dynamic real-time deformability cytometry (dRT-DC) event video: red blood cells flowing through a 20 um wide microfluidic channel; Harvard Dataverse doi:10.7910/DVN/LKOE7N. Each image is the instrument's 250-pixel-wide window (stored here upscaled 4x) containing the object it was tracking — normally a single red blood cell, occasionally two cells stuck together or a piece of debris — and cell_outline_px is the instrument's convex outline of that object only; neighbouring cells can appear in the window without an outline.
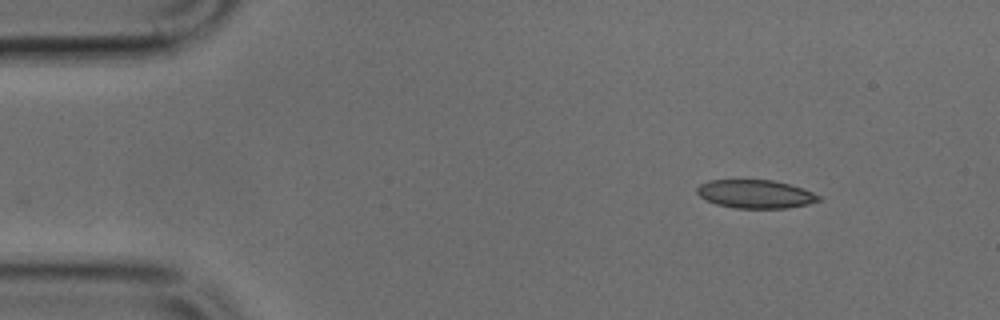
{"species": "common noctule bat (a hibernating species)", "species_latin": "Nyctalus noctula", "temperature_condition": "cold", "stored_images_in_passage": 9, "camera_frame_rate_fps": 3000, "um_per_image_px": 0.085, "animal": {"sex": "male", "body_mass_g": 17.9, "forearm_length_mm": 54.2}, "frame": {"image": 1, "passage_image": 1, "time_ms": 0.0, "image_size_px": [1000, 320], "cell_outline_px": [[820, 200], [808, 204], [788, 208], [736, 208], [716, 204], [700, 196], [696, 192], [696, 188], [700, 184], [708, 180], [772, 180], [788, 184], [812, 192], [820, 196]], "centroid_in_image_um": [64.19, 16.49], "position_along_channel_um": 20.8, "area_um2": 19.94}}